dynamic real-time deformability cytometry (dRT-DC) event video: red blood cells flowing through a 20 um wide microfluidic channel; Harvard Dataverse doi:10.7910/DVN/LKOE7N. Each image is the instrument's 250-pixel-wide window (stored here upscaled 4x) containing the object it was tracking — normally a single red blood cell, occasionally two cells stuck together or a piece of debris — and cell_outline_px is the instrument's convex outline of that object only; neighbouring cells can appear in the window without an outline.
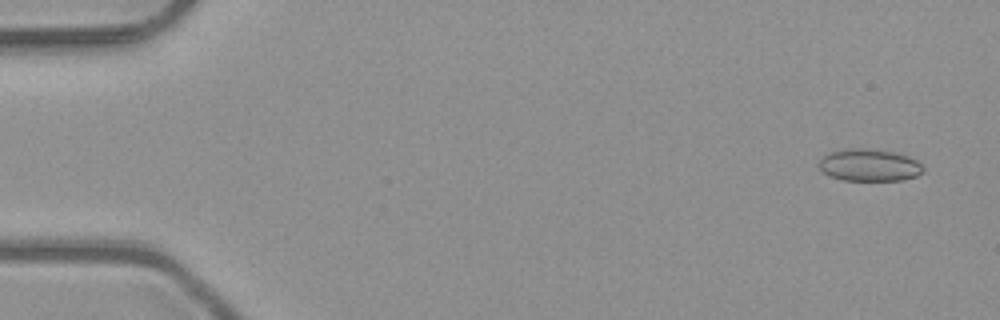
{"species": "common noctule bat (a hibernating species)", "species_latin": "Nyctalus noctula", "temperature_condition": "room temperature", "stored_images_in_passage": 7, "camera_frame_rate_fps": 3000, "um_per_image_px": 0.085, "animal": {"sex": "male", "body_mass_g": 23.1, "forearm_length_mm": 52.7}, "frame": {"image": 1, "passage_image": 1, "time_ms": 0.0, "image_size_px": [1000, 320], "cell_outline_px": [[924, 172], [916, 176], [900, 180], [844, 180], [828, 176], [816, 164], [824, 156], [832, 152], [848, 148], [860, 148], [896, 152], [908, 156], [916, 160], [924, 168]], "centroid_in_image_um": [73.89, 14.04], "position_along_channel_um": 11.1, "area_um2": 19.48}}
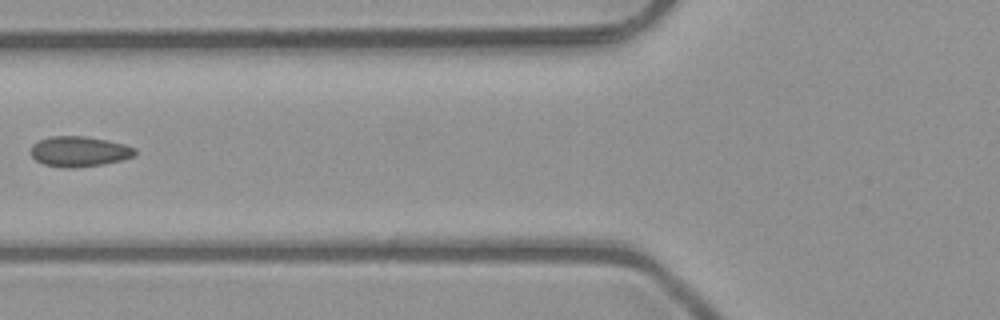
{"frame": {"image": 2, "passage_image": 6, "time_ms": 1.667, "image_size_px": [1000, 320], "cell_outline_px": [[136, 156], [124, 160], [104, 164], [72, 168], [64, 168], [44, 164], [36, 160], [28, 152], [32, 144], [40, 140], [52, 136], [84, 136], [108, 140], [124, 144], [136, 148]], "centroid_in_image_um": [6.75, 12.88], "position_along_channel_um": 119.1, "area_um2": 18.67}}
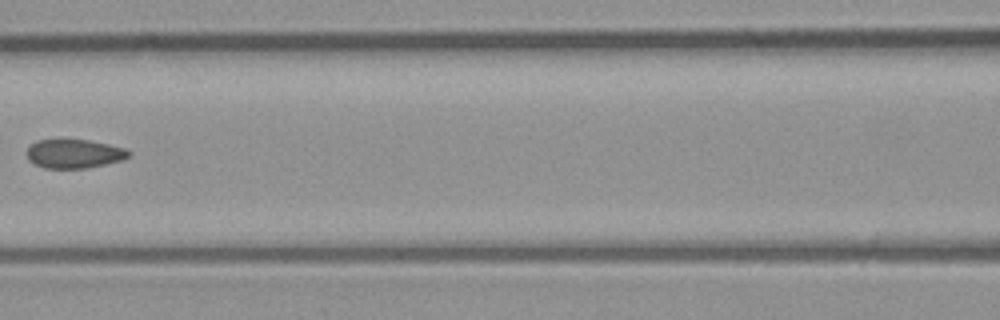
{"frame": {"image": 3, "passage_image": 7, "time_ms": 2.0, "image_size_px": [1000, 320], "cell_outline_px": [[132, 156], [124, 160], [88, 168], [44, 168], [28, 160], [28, 148], [36, 140], [88, 140], [108, 144], [124, 148], [132, 152]], "centroid_in_image_um": [6.36, 13.07], "position_along_channel_um": 160.2, "area_um2": 17.17}}